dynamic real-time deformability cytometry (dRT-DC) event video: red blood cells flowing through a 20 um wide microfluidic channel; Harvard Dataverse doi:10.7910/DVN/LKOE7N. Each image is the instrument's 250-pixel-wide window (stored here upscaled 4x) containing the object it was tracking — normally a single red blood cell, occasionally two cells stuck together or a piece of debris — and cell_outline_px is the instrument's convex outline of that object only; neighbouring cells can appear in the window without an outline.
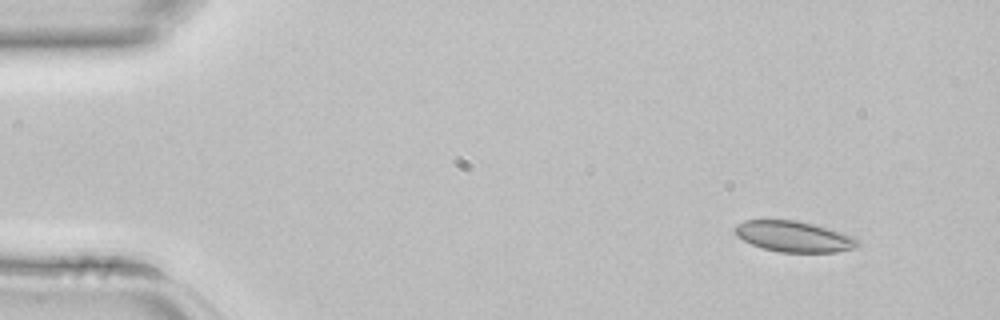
{"species": "common noctule bat (a hibernating species)", "species_latin": "Nyctalus noctula", "temperature_condition": "room temperature", "stored_images_in_passage": 4, "segment_of_instrument_passage": [1, 2], "camera_frame_rate_fps": 3000, "um_per_image_px": 0.085, "animal": {"sex": "female", "body_mass_g": 22.7, "forearm_length_mm": 54.2}, "frame": {"image": 1, "passage_image": 1, "time_ms": 0.0, "image_size_px": [1000, 320], "cell_outline_px": [[860, 244], [852, 248], [836, 252], [780, 252], [764, 248], [752, 244], [736, 236], [732, 228], [736, 224], [744, 220], [796, 220], [828, 228], [852, 236], [860, 240]], "centroid_in_image_um": [67.44, 20.09], "position_along_channel_um": 17.6, "area_um2": 21.96}}
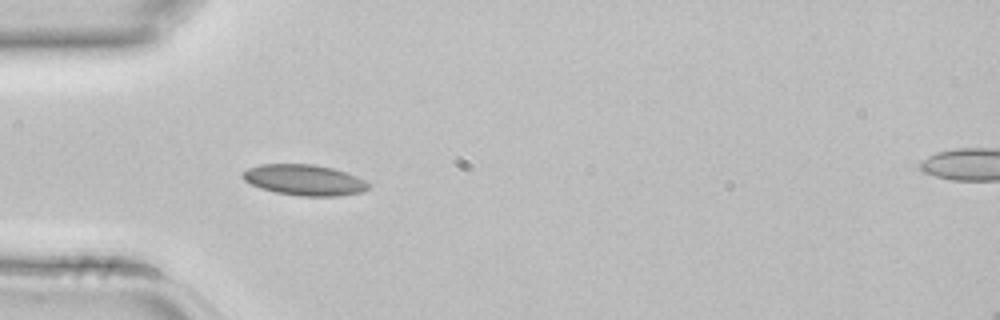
{"frame": {"image": 2, "passage_image": 3, "time_ms": 0.667, "image_size_px": [1000, 320], "cell_outline_px": [[368, 188], [360, 192], [336, 196], [300, 196], [276, 192], [260, 188], [244, 180], [240, 176], [240, 172], [248, 168], [260, 164], [312, 164], [332, 168], [356, 176], [364, 180], [368, 184]], "centroid_in_image_um": [25.8, 15.29], "position_along_channel_um": 59.2, "area_um2": 22.43}}